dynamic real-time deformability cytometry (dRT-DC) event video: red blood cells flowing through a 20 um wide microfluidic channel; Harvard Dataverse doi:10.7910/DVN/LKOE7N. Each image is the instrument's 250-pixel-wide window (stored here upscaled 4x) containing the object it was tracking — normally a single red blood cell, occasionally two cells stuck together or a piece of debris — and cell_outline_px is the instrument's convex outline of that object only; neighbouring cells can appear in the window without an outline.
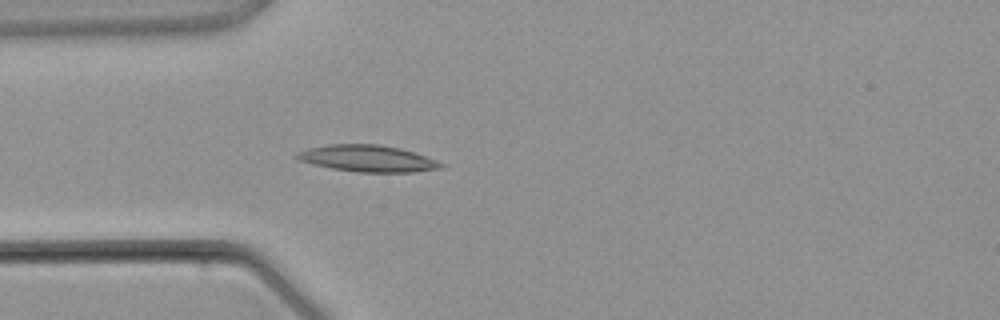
{"species": "common noctule bat (a hibernating species)", "species_latin": "Nyctalus noctula", "temperature_condition": "warm", "stored_images_in_passage": 4, "camera_frame_rate_fps": 3000, "um_per_image_px": 0.085, "animal": {"sex": "male", "body_mass_g": 21.5, "forearm_length_mm": 52.0}, "frame": {"image": 1, "passage_image": 4, "time_ms": 3.667, "image_size_px": [1000, 320], "cell_outline_px": [[444, 168], [412, 172], [356, 172], [332, 168], [312, 164], [300, 160], [292, 156], [296, 152], [312, 148], [332, 144], [376, 144], [400, 148], [436, 160], [444, 164]], "centroid_in_image_um": [31.24, 13.48], "position_along_channel_um": 53.8, "area_um2": 22.14}}